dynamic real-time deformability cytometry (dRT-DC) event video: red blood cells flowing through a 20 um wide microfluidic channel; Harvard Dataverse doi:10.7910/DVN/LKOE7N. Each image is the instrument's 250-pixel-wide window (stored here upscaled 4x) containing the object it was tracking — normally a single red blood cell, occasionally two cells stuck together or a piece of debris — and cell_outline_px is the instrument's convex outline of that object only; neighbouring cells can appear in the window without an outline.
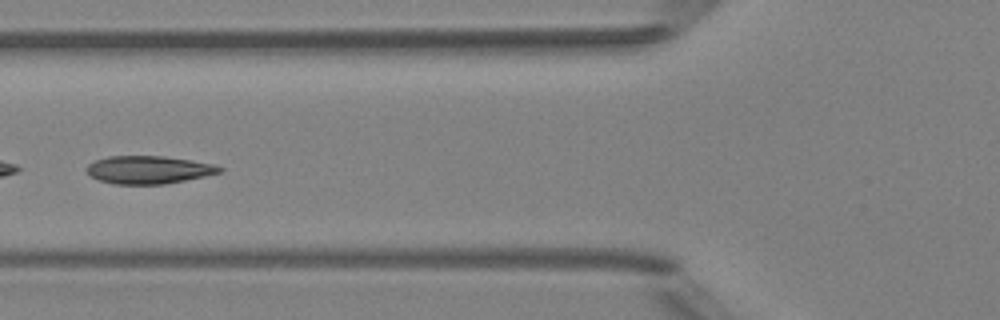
{"species": "Egyptian fruit bat (a non-hibernating species)", "species_latin": "Rousettus aegyptiacus", "temperature_condition": "room temperature", "stored_images_in_passage": 6, "camera_frame_rate_fps": 3000, "um_per_image_px": 0.085, "animal": {"sex": "female"}, "frame": {"image": 1, "passage_image": 5, "time_ms": 5.333, "image_size_px": [1000, 320], "cell_outline_px": [[224, 168], [220, 172], [204, 176], [164, 184], [112, 184], [100, 180], [92, 176], [84, 168], [88, 164], [96, 160], [108, 156], [164, 156], [212, 164]], "centroid_in_image_um": [12.59, 14.43], "position_along_channel_um": 113.2, "area_um2": 21.33}}
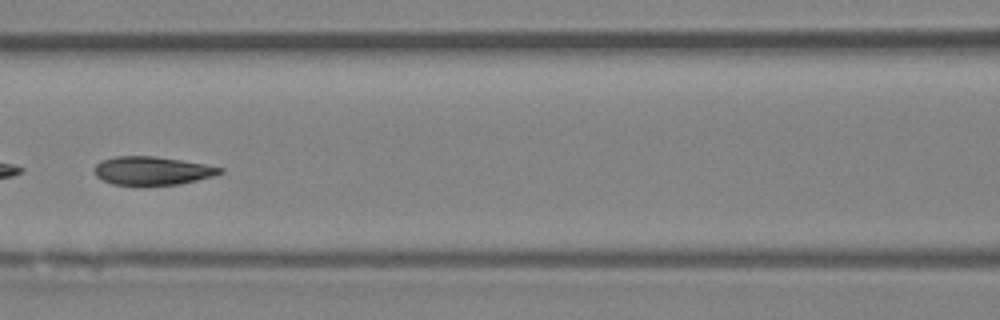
{"frame": {"image": 2, "passage_image": 6, "time_ms": 6.333, "image_size_px": [1000, 320], "cell_outline_px": [[224, 172], [212, 176], [180, 184], [140, 188], [112, 184], [96, 176], [92, 168], [100, 160], [116, 156], [156, 156], [204, 164], [224, 168]], "centroid_in_image_um": [12.88, 14.55], "position_along_channel_um": 153.7, "area_um2": 21.56}}